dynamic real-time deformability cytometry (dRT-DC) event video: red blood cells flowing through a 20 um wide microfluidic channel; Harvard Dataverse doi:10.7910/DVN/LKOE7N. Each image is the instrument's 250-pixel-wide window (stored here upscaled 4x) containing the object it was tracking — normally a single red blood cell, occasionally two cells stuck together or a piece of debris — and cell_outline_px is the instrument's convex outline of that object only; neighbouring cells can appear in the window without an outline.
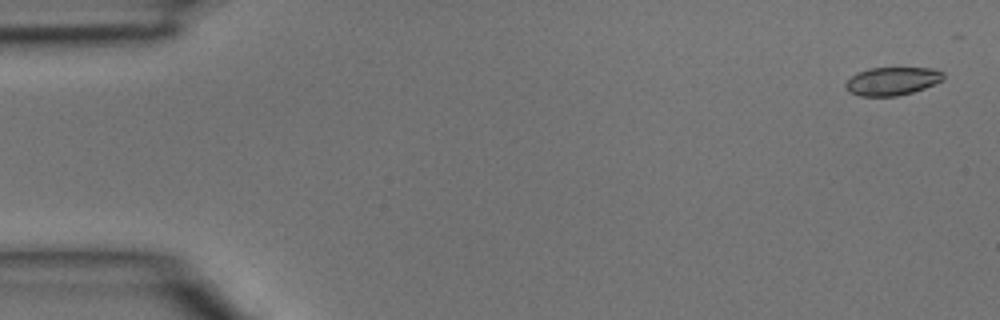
{"species": "common noctule bat (a hibernating species)", "species_latin": "Nyctalus noctula", "temperature_condition": "room temperature", "stored_images_in_passage": 5, "segment_of_instrument_passage": [1, 2], "camera_frame_rate_fps": 3000, "um_per_image_px": 0.085, "animal": {"sex": "male", "body_mass_g": 15.6}, "frame": {"image": 1, "passage_image": 1, "time_ms": 0.0, "image_size_px": [1000, 320], "cell_outline_px": [[944, 80], [924, 88], [912, 92], [896, 96], [860, 96], [848, 92], [844, 88], [844, 84], [856, 72], [868, 68], [932, 68], [944, 72]], "centroid_in_image_um": [75.81, 6.89], "position_along_channel_um": 9.2, "area_um2": 16.18}}
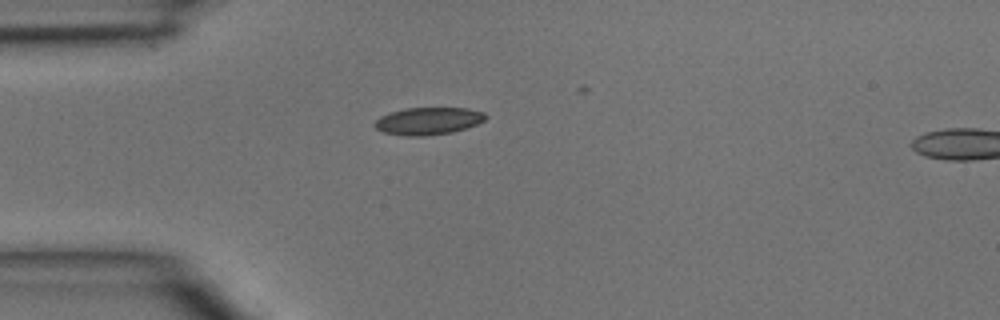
{"frame": {"image": 2, "passage_image": 4, "time_ms": 1.0, "image_size_px": [1000, 320], "cell_outline_px": [[488, 116], [484, 120], [476, 124], [452, 132], [424, 136], [404, 136], [384, 132], [376, 128], [372, 124], [380, 116], [404, 108], [468, 108], [484, 112]], "centroid_in_image_um": [36.39, 10.28], "position_along_channel_um": 48.6, "area_um2": 17.63}}